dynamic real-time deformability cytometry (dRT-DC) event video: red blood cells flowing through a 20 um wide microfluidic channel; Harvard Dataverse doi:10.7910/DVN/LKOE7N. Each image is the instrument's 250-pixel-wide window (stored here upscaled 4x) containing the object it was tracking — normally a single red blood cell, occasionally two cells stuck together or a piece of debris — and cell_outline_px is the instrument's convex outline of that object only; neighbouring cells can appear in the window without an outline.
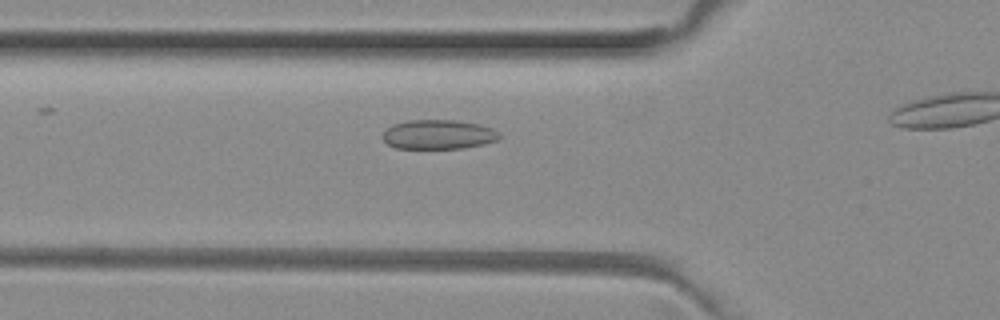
{"species": "common noctule bat (a hibernating species)", "species_latin": "Nyctalus noctula", "temperature_condition": "room temperature", "stored_images_in_passage": 16, "camera_frame_rate_fps": 3000, "um_per_image_px": 0.085, "animal": {"sex": "female", "body_mass_g": 29.2, "forearm_length_mm": 56.3}, "frame": {"image": 1, "passage_image": 5, "time_ms": 1.333, "image_size_px": [1000, 320], "cell_outline_px": [[500, 140], [484, 144], [464, 148], [396, 148], [388, 144], [380, 136], [392, 124], [408, 120], [456, 120], [480, 124], [492, 128], [500, 132]], "centroid_in_image_um": [37.29, 11.42], "position_along_channel_um": 88.5, "area_um2": 20.17}}
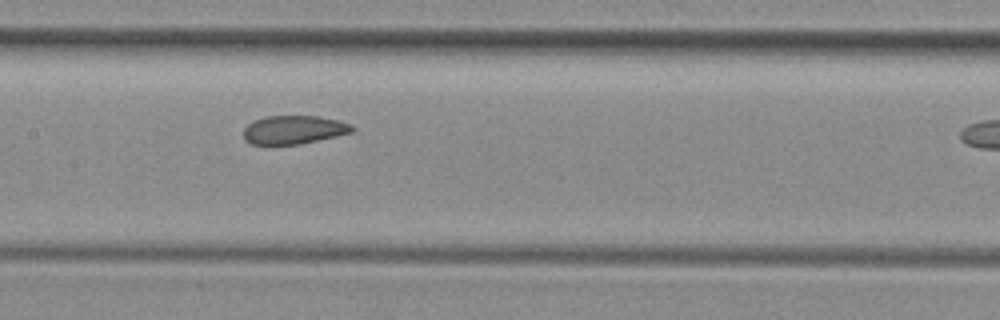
{"frame": {"image": 2, "passage_image": 12, "time_ms": 3.667, "image_size_px": [1000, 320], "cell_outline_px": [[356, 128], [352, 132], [336, 136], [300, 144], [252, 144], [244, 140], [244, 128], [252, 120], [264, 116], [316, 116], [340, 120], [352, 124]], "centroid_in_image_um": [24.98, 11.02], "position_along_channel_um": 182.4, "area_um2": 18.15}}
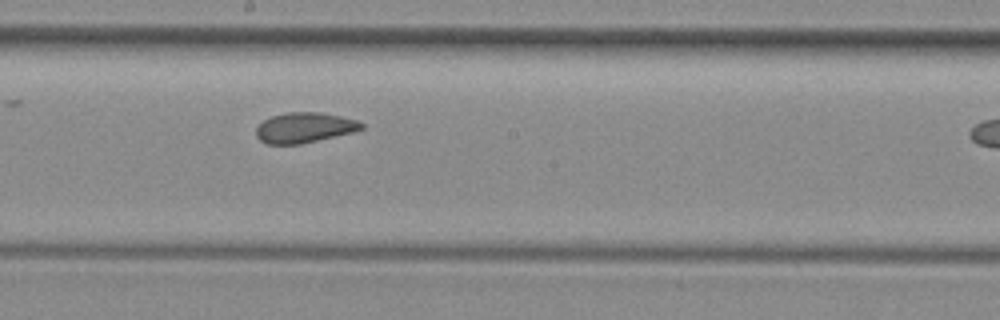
{"frame": {"image": 3, "passage_image": 15, "time_ms": 4.667, "image_size_px": [1000, 320], "cell_outline_px": [[364, 128], [352, 132], [300, 144], [264, 144], [256, 136], [256, 128], [264, 120], [272, 116], [288, 112], [320, 112], [340, 116], [356, 120], [364, 124]], "centroid_in_image_um": [25.85, 10.85], "position_along_channel_um": 222.3, "area_um2": 18.44}}